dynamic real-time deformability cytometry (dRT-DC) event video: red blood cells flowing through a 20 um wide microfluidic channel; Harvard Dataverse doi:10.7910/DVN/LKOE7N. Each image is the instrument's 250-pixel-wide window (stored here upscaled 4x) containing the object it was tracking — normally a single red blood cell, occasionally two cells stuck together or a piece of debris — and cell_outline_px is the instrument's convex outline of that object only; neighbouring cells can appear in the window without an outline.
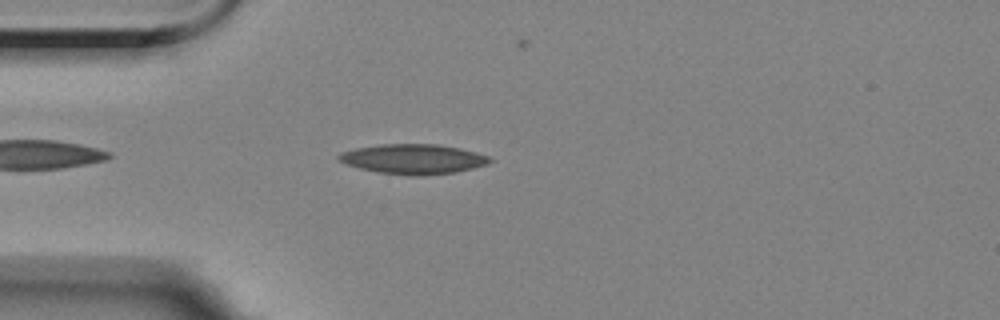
{"species": "Egyptian fruit bat (a non-hibernating species)", "species_latin": "Rousettus aegyptiacus", "temperature_condition": "room temperature", "stored_images_in_passage": 6, "camera_frame_rate_fps": 3000, "um_per_image_px": 0.085, "animal": {"sex": "female"}, "frame": {"image": 1, "passage_image": 4, "time_ms": 4.0, "image_size_px": [1000, 320], "cell_outline_px": [[492, 160], [484, 164], [472, 168], [456, 172], [420, 176], [408, 176], [376, 172], [360, 168], [336, 160], [336, 156], [340, 152], [356, 148], [380, 144], [440, 144], [460, 148], [476, 152], [488, 156]], "centroid_in_image_um": [35.08, 13.52], "position_along_channel_um": 49.9, "area_um2": 26.36}}